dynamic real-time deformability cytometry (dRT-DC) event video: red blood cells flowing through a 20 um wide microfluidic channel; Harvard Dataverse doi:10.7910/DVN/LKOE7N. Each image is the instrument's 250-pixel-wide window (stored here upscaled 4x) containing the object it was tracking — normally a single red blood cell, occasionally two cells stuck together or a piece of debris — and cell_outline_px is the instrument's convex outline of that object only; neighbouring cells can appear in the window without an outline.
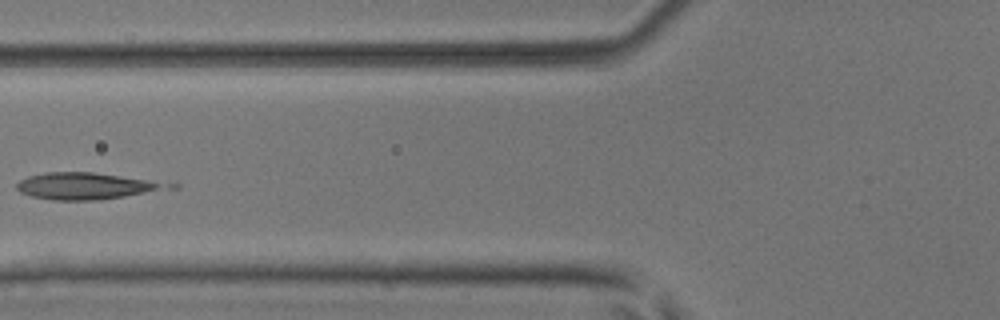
{"species": "common noctule bat (a hibernating species)", "species_latin": "Nyctalus noctula", "temperature_condition": "room temperature", "stored_images_in_passage": 7, "camera_frame_rate_fps": 3000, "um_per_image_px": 0.085, "animal": {"sex": "male", "body_mass_g": 17.9, "forearm_length_mm": 54.2}, "frame": {"image": 1, "passage_image": 5, "time_ms": 1.333, "image_size_px": [1000, 320], "cell_outline_px": [[160, 184], [156, 188], [144, 192], [124, 196], [100, 200], [52, 200], [32, 196], [20, 192], [16, 188], [16, 184], [20, 180], [28, 176], [44, 172], [92, 172], [152, 180]], "centroid_in_image_um": [7.0, 15.8], "position_along_channel_um": 118.8, "area_um2": 22.37}}